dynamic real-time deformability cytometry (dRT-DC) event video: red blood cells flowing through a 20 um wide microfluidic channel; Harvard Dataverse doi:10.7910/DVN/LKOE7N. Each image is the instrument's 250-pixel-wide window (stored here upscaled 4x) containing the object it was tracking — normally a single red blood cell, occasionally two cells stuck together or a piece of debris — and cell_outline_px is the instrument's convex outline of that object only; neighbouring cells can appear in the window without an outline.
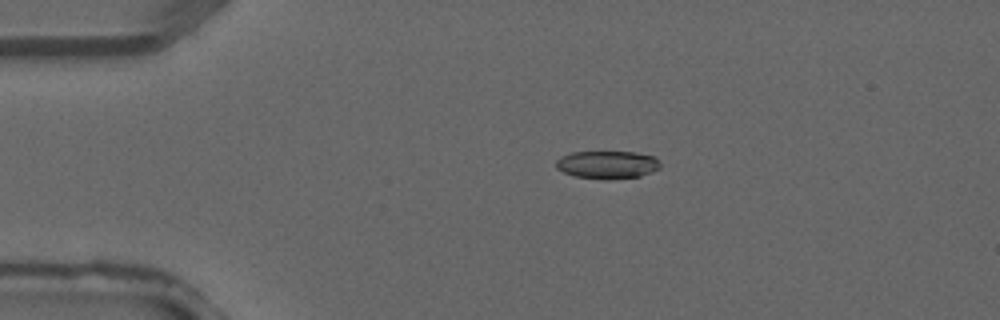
{"species": "common noctule bat (a hibernating species)", "species_latin": "Nyctalus noctula", "temperature_condition": "warm", "stored_images_in_passage": 3, "camera_frame_rate_fps": 3000, "um_per_image_px": 0.085, "animal": {"sex": "male", "forearm_length_mm": 52.5}, "frame": {"image": 1, "passage_image": 1, "time_ms": 0.0, "image_size_px": [1000, 320], "cell_outline_px": [[660, 168], [640, 176], [608, 180], [604, 180], [576, 176], [564, 172], [556, 168], [556, 160], [560, 156], [572, 152], [636, 152], [652, 156], [660, 164]], "centroid_in_image_um": [51.59, 14.0], "position_along_channel_um": 33.4, "area_um2": 16.88}}
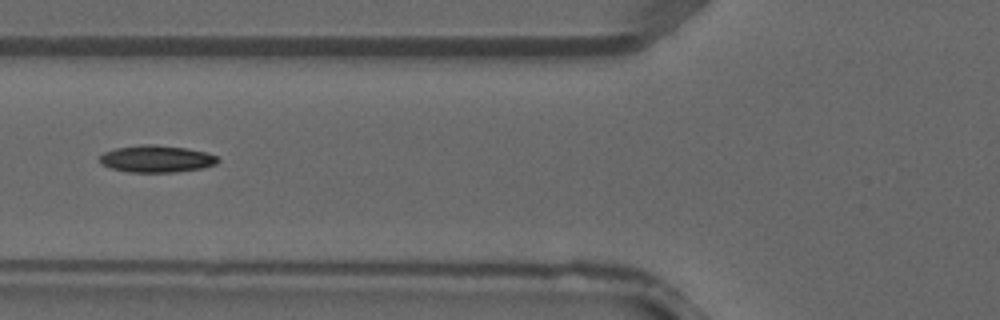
{"frame": {"image": 2, "passage_image": 3, "time_ms": 0.667, "image_size_px": [1000, 320], "cell_outline_px": [[220, 160], [216, 164], [200, 168], [176, 172], [128, 172], [112, 168], [100, 164], [100, 156], [104, 152], [116, 148], [140, 144], [156, 144], [188, 148], [208, 152], [216, 156]], "centroid_in_image_um": [13.31, 13.49], "position_along_channel_um": 112.5, "area_um2": 18.73}}